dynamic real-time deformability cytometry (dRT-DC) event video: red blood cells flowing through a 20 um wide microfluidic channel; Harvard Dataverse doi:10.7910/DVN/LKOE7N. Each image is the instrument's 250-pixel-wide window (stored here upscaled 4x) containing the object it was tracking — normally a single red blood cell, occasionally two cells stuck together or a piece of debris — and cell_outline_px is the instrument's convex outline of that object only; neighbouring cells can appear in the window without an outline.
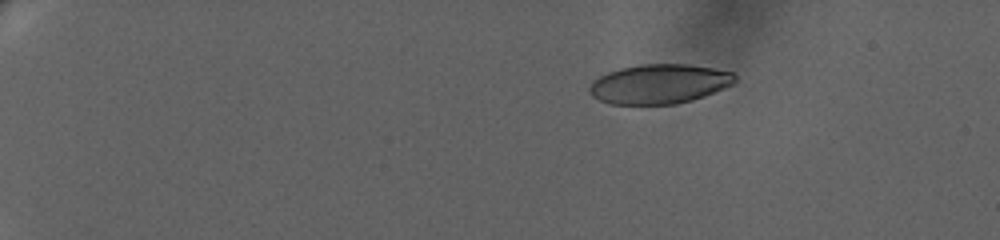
{"species": "human", "species_latin": "Homo sapiens", "temperature_condition": "warm", "stored_images_in_passage": 28, "camera_frame_rate_fps": 3000, "um_per_image_px": 0.085, "donor": {"sex": "female"}, "frame": {"image": 1, "passage_image": 1, "time_ms": 0.0, "image_size_px": [1000, 240], "cell_outline_px": [[736, 80], [732, 84], [724, 88], [704, 96], [692, 100], [676, 104], [612, 104], [600, 100], [592, 96], [588, 92], [588, 88], [592, 80], [608, 72], [620, 68], [640, 64], [688, 64], [712, 68], [732, 72], [736, 76]], "centroid_in_image_um": [56.01, 7.13], "position_along_channel_um": 29.0, "area_um2": 33.52}}
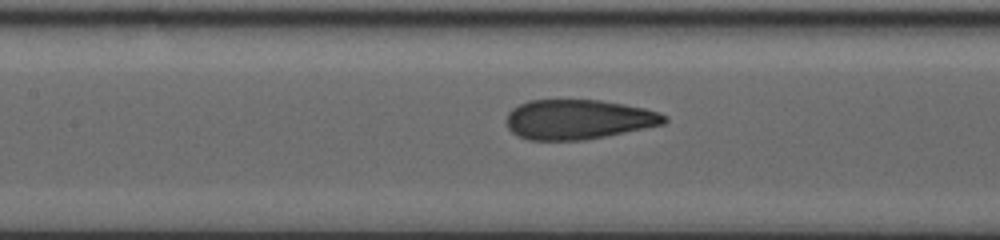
{"frame": {"image": 2, "passage_image": 15, "time_ms": 7.667, "image_size_px": [1000, 240], "cell_outline_px": [[668, 120], [664, 124], [584, 140], [528, 140], [512, 132], [508, 128], [508, 112], [512, 108], [528, 100], [600, 100], [624, 104], [644, 108], [660, 112], [668, 116]], "centroid_in_image_um": [49.17, 10.14], "position_along_channel_um": 158.2, "area_um2": 36.41}}
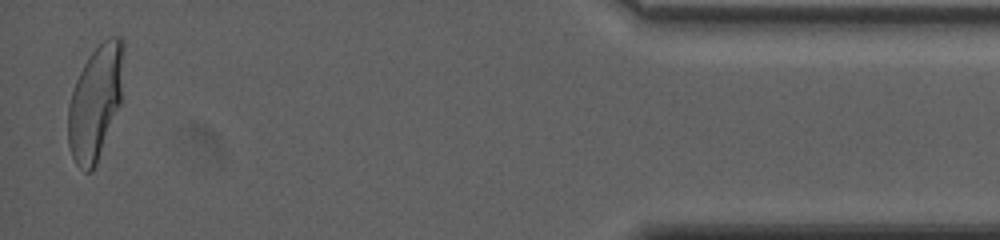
{"frame": {"image": 3, "passage_image": 28, "time_ms": 17.333, "image_size_px": [1000, 240], "cell_outline_px": [[124, 52], [120, 104], [96, 164], [92, 172], [84, 172], [76, 164], [72, 156], [68, 144], [68, 108], [72, 92], [76, 80], [88, 56], [108, 36], [120, 36], [124, 40]], "centroid_in_image_um": [8.11, 8.68], "position_along_channel_um": 427.1, "area_um2": 36.82}, "authors_computed_cell_mechanics": {"area_um2": 36.6741, "velocity_mm_per_s": 3.3923, "shape_relaxation_time_tau1_ms": 8.7324, "shape_relaxation_time_tau2_ms": null, "deformation_change_tau1": 0.2525, "deformation_change_tau2": null}}